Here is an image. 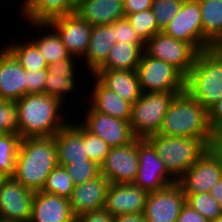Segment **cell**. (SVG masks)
<instances>
[{"instance_id": "4316f807", "label": "cell", "mask_w": 222, "mask_h": 222, "mask_svg": "<svg viewBox=\"0 0 222 222\" xmlns=\"http://www.w3.org/2000/svg\"><path fill=\"white\" fill-rule=\"evenodd\" d=\"M115 29L111 24L92 27L87 51L82 58L86 61L90 74H93L107 59L109 51L115 44Z\"/></svg>"}, {"instance_id": "8992f818", "label": "cell", "mask_w": 222, "mask_h": 222, "mask_svg": "<svg viewBox=\"0 0 222 222\" xmlns=\"http://www.w3.org/2000/svg\"><path fill=\"white\" fill-rule=\"evenodd\" d=\"M175 93L161 91L142 93L132 104L130 125L137 139L157 134Z\"/></svg>"}, {"instance_id": "f907efd6", "label": "cell", "mask_w": 222, "mask_h": 222, "mask_svg": "<svg viewBox=\"0 0 222 222\" xmlns=\"http://www.w3.org/2000/svg\"><path fill=\"white\" fill-rule=\"evenodd\" d=\"M71 1V3L75 6V7H77V6H79L84 0H70Z\"/></svg>"}, {"instance_id": "f5cc1de1", "label": "cell", "mask_w": 222, "mask_h": 222, "mask_svg": "<svg viewBox=\"0 0 222 222\" xmlns=\"http://www.w3.org/2000/svg\"><path fill=\"white\" fill-rule=\"evenodd\" d=\"M0 222H14V221H8V220L0 219Z\"/></svg>"}, {"instance_id": "e0dca14e", "label": "cell", "mask_w": 222, "mask_h": 222, "mask_svg": "<svg viewBox=\"0 0 222 222\" xmlns=\"http://www.w3.org/2000/svg\"><path fill=\"white\" fill-rule=\"evenodd\" d=\"M148 192L134 184L110 183L104 209L112 216L144 213Z\"/></svg>"}, {"instance_id": "f35d334b", "label": "cell", "mask_w": 222, "mask_h": 222, "mask_svg": "<svg viewBox=\"0 0 222 222\" xmlns=\"http://www.w3.org/2000/svg\"><path fill=\"white\" fill-rule=\"evenodd\" d=\"M19 112L16 102L0 98V134H19Z\"/></svg>"}, {"instance_id": "7402d4cb", "label": "cell", "mask_w": 222, "mask_h": 222, "mask_svg": "<svg viewBox=\"0 0 222 222\" xmlns=\"http://www.w3.org/2000/svg\"><path fill=\"white\" fill-rule=\"evenodd\" d=\"M76 57L70 56L59 62L48 65L47 77L45 81V94L58 98L62 103L66 100L65 96L76 89V66L74 63ZM74 59V60H73ZM75 72V73H74ZM75 78V79H74ZM67 93V94H65Z\"/></svg>"}, {"instance_id": "74e56055", "label": "cell", "mask_w": 222, "mask_h": 222, "mask_svg": "<svg viewBox=\"0 0 222 222\" xmlns=\"http://www.w3.org/2000/svg\"><path fill=\"white\" fill-rule=\"evenodd\" d=\"M82 137L86 144L89 159L101 166L111 147L102 138L89 132L83 125Z\"/></svg>"}, {"instance_id": "7a4b0ae2", "label": "cell", "mask_w": 222, "mask_h": 222, "mask_svg": "<svg viewBox=\"0 0 222 222\" xmlns=\"http://www.w3.org/2000/svg\"><path fill=\"white\" fill-rule=\"evenodd\" d=\"M156 135L202 139L214 145L207 110L186 90L175 94Z\"/></svg>"}, {"instance_id": "30bf717a", "label": "cell", "mask_w": 222, "mask_h": 222, "mask_svg": "<svg viewBox=\"0 0 222 222\" xmlns=\"http://www.w3.org/2000/svg\"><path fill=\"white\" fill-rule=\"evenodd\" d=\"M222 177V156L208 147L196 162L177 180L184 194L209 192Z\"/></svg>"}, {"instance_id": "60d3db41", "label": "cell", "mask_w": 222, "mask_h": 222, "mask_svg": "<svg viewBox=\"0 0 222 222\" xmlns=\"http://www.w3.org/2000/svg\"><path fill=\"white\" fill-rule=\"evenodd\" d=\"M47 69L26 70V95L32 93H45Z\"/></svg>"}, {"instance_id": "ab89813d", "label": "cell", "mask_w": 222, "mask_h": 222, "mask_svg": "<svg viewBox=\"0 0 222 222\" xmlns=\"http://www.w3.org/2000/svg\"><path fill=\"white\" fill-rule=\"evenodd\" d=\"M115 29L116 42L128 44H145L141 37L133 30L126 17L111 24Z\"/></svg>"}, {"instance_id": "cb8c5ba5", "label": "cell", "mask_w": 222, "mask_h": 222, "mask_svg": "<svg viewBox=\"0 0 222 222\" xmlns=\"http://www.w3.org/2000/svg\"><path fill=\"white\" fill-rule=\"evenodd\" d=\"M92 75L131 104L142 94L136 70H96Z\"/></svg>"}, {"instance_id": "e575fe53", "label": "cell", "mask_w": 222, "mask_h": 222, "mask_svg": "<svg viewBox=\"0 0 222 222\" xmlns=\"http://www.w3.org/2000/svg\"><path fill=\"white\" fill-rule=\"evenodd\" d=\"M186 203L189 204L204 218L212 221L222 214V209L209 192L199 194H185Z\"/></svg>"}, {"instance_id": "603a6c76", "label": "cell", "mask_w": 222, "mask_h": 222, "mask_svg": "<svg viewBox=\"0 0 222 222\" xmlns=\"http://www.w3.org/2000/svg\"><path fill=\"white\" fill-rule=\"evenodd\" d=\"M91 76L95 83L90 93L89 105L102 114L130 122L132 104L105 87L94 75Z\"/></svg>"}, {"instance_id": "5bb4252c", "label": "cell", "mask_w": 222, "mask_h": 222, "mask_svg": "<svg viewBox=\"0 0 222 222\" xmlns=\"http://www.w3.org/2000/svg\"><path fill=\"white\" fill-rule=\"evenodd\" d=\"M185 203L186 196L177 182L149 192L144 211L146 222H176Z\"/></svg>"}, {"instance_id": "7dc6e473", "label": "cell", "mask_w": 222, "mask_h": 222, "mask_svg": "<svg viewBox=\"0 0 222 222\" xmlns=\"http://www.w3.org/2000/svg\"><path fill=\"white\" fill-rule=\"evenodd\" d=\"M209 193L222 209V177L211 187Z\"/></svg>"}, {"instance_id": "5b68a950", "label": "cell", "mask_w": 222, "mask_h": 222, "mask_svg": "<svg viewBox=\"0 0 222 222\" xmlns=\"http://www.w3.org/2000/svg\"><path fill=\"white\" fill-rule=\"evenodd\" d=\"M147 140L156 149L168 173L177 181L209 147L202 139L152 135Z\"/></svg>"}, {"instance_id": "d4e9b609", "label": "cell", "mask_w": 222, "mask_h": 222, "mask_svg": "<svg viewBox=\"0 0 222 222\" xmlns=\"http://www.w3.org/2000/svg\"><path fill=\"white\" fill-rule=\"evenodd\" d=\"M90 25H108L125 17L123 0H84L75 11Z\"/></svg>"}, {"instance_id": "83f0119b", "label": "cell", "mask_w": 222, "mask_h": 222, "mask_svg": "<svg viewBox=\"0 0 222 222\" xmlns=\"http://www.w3.org/2000/svg\"><path fill=\"white\" fill-rule=\"evenodd\" d=\"M144 50L145 44L115 42L97 70H136Z\"/></svg>"}, {"instance_id": "f546056e", "label": "cell", "mask_w": 222, "mask_h": 222, "mask_svg": "<svg viewBox=\"0 0 222 222\" xmlns=\"http://www.w3.org/2000/svg\"><path fill=\"white\" fill-rule=\"evenodd\" d=\"M35 26L40 30V28L44 29L45 31L47 29H53L52 32L49 34L44 33L40 38L36 39H30V41L38 48V50L41 52L42 56L45 59V62L47 65H52L57 62H59L62 59H67L71 55L68 52L66 46L63 44L62 39L60 35L57 33V31L52 28L48 23H32L31 22V27ZM38 39V40H37Z\"/></svg>"}, {"instance_id": "2e32d148", "label": "cell", "mask_w": 222, "mask_h": 222, "mask_svg": "<svg viewBox=\"0 0 222 222\" xmlns=\"http://www.w3.org/2000/svg\"><path fill=\"white\" fill-rule=\"evenodd\" d=\"M48 24L60 35L71 56L83 58L91 38L92 26L76 12L51 19Z\"/></svg>"}, {"instance_id": "4dcf8cb0", "label": "cell", "mask_w": 222, "mask_h": 222, "mask_svg": "<svg viewBox=\"0 0 222 222\" xmlns=\"http://www.w3.org/2000/svg\"><path fill=\"white\" fill-rule=\"evenodd\" d=\"M11 42L6 47L15 55L25 70L47 69L48 65L44 57L31 41L21 43L14 39Z\"/></svg>"}, {"instance_id": "b9f144b4", "label": "cell", "mask_w": 222, "mask_h": 222, "mask_svg": "<svg viewBox=\"0 0 222 222\" xmlns=\"http://www.w3.org/2000/svg\"><path fill=\"white\" fill-rule=\"evenodd\" d=\"M207 112L208 123L212 136L216 138L222 134V99L211 106Z\"/></svg>"}, {"instance_id": "836d02e7", "label": "cell", "mask_w": 222, "mask_h": 222, "mask_svg": "<svg viewBox=\"0 0 222 222\" xmlns=\"http://www.w3.org/2000/svg\"><path fill=\"white\" fill-rule=\"evenodd\" d=\"M133 30L146 43L153 35L162 32L156 24L152 9L136 12L125 16Z\"/></svg>"}, {"instance_id": "ac0fdd59", "label": "cell", "mask_w": 222, "mask_h": 222, "mask_svg": "<svg viewBox=\"0 0 222 222\" xmlns=\"http://www.w3.org/2000/svg\"><path fill=\"white\" fill-rule=\"evenodd\" d=\"M26 95V70L6 47L0 50V98L17 102Z\"/></svg>"}, {"instance_id": "bcb514c9", "label": "cell", "mask_w": 222, "mask_h": 222, "mask_svg": "<svg viewBox=\"0 0 222 222\" xmlns=\"http://www.w3.org/2000/svg\"><path fill=\"white\" fill-rule=\"evenodd\" d=\"M113 222H146L144 213L113 216Z\"/></svg>"}, {"instance_id": "277c9868", "label": "cell", "mask_w": 222, "mask_h": 222, "mask_svg": "<svg viewBox=\"0 0 222 222\" xmlns=\"http://www.w3.org/2000/svg\"><path fill=\"white\" fill-rule=\"evenodd\" d=\"M185 90L206 110L222 99V48L200 51L185 79Z\"/></svg>"}, {"instance_id": "484cf974", "label": "cell", "mask_w": 222, "mask_h": 222, "mask_svg": "<svg viewBox=\"0 0 222 222\" xmlns=\"http://www.w3.org/2000/svg\"><path fill=\"white\" fill-rule=\"evenodd\" d=\"M20 9L28 23H48L53 18L76 11L70 0H23Z\"/></svg>"}, {"instance_id": "7c38bea8", "label": "cell", "mask_w": 222, "mask_h": 222, "mask_svg": "<svg viewBox=\"0 0 222 222\" xmlns=\"http://www.w3.org/2000/svg\"><path fill=\"white\" fill-rule=\"evenodd\" d=\"M87 108L85 118L79 123L102 138L111 148L131 144L137 139L128 121L95 111L89 104Z\"/></svg>"}, {"instance_id": "d6986e66", "label": "cell", "mask_w": 222, "mask_h": 222, "mask_svg": "<svg viewBox=\"0 0 222 222\" xmlns=\"http://www.w3.org/2000/svg\"><path fill=\"white\" fill-rule=\"evenodd\" d=\"M110 181L103 175L86 183L75 185L69 202L75 217L81 214L104 209Z\"/></svg>"}, {"instance_id": "52a82bcc", "label": "cell", "mask_w": 222, "mask_h": 222, "mask_svg": "<svg viewBox=\"0 0 222 222\" xmlns=\"http://www.w3.org/2000/svg\"><path fill=\"white\" fill-rule=\"evenodd\" d=\"M136 71L142 93L167 91L178 94L185 90L186 78L176 68L145 52Z\"/></svg>"}, {"instance_id": "d6a6232c", "label": "cell", "mask_w": 222, "mask_h": 222, "mask_svg": "<svg viewBox=\"0 0 222 222\" xmlns=\"http://www.w3.org/2000/svg\"><path fill=\"white\" fill-rule=\"evenodd\" d=\"M75 185L64 166L57 165L46 178L42 191L69 199Z\"/></svg>"}, {"instance_id": "ffe728a7", "label": "cell", "mask_w": 222, "mask_h": 222, "mask_svg": "<svg viewBox=\"0 0 222 222\" xmlns=\"http://www.w3.org/2000/svg\"><path fill=\"white\" fill-rule=\"evenodd\" d=\"M29 222H76V217L69 199L39 191L33 197Z\"/></svg>"}, {"instance_id": "8fae6325", "label": "cell", "mask_w": 222, "mask_h": 222, "mask_svg": "<svg viewBox=\"0 0 222 222\" xmlns=\"http://www.w3.org/2000/svg\"><path fill=\"white\" fill-rule=\"evenodd\" d=\"M138 158V173L133 182L135 186L149 193L164 189L177 182L168 173L156 149L147 139H138Z\"/></svg>"}, {"instance_id": "6da1fadb", "label": "cell", "mask_w": 222, "mask_h": 222, "mask_svg": "<svg viewBox=\"0 0 222 222\" xmlns=\"http://www.w3.org/2000/svg\"><path fill=\"white\" fill-rule=\"evenodd\" d=\"M16 104L19 135L22 139L55 136L69 122L63 115V103L45 93L27 94Z\"/></svg>"}, {"instance_id": "8d00e7d4", "label": "cell", "mask_w": 222, "mask_h": 222, "mask_svg": "<svg viewBox=\"0 0 222 222\" xmlns=\"http://www.w3.org/2000/svg\"><path fill=\"white\" fill-rule=\"evenodd\" d=\"M184 0H153L152 11L157 27L163 31L180 11Z\"/></svg>"}, {"instance_id": "d590c367", "label": "cell", "mask_w": 222, "mask_h": 222, "mask_svg": "<svg viewBox=\"0 0 222 222\" xmlns=\"http://www.w3.org/2000/svg\"><path fill=\"white\" fill-rule=\"evenodd\" d=\"M64 167L72 177L74 185L86 183L101 175V166L91 160L71 162V164L64 165Z\"/></svg>"}, {"instance_id": "f1b7e54d", "label": "cell", "mask_w": 222, "mask_h": 222, "mask_svg": "<svg viewBox=\"0 0 222 222\" xmlns=\"http://www.w3.org/2000/svg\"><path fill=\"white\" fill-rule=\"evenodd\" d=\"M203 35L215 46L222 44V0H197Z\"/></svg>"}, {"instance_id": "9c48e42d", "label": "cell", "mask_w": 222, "mask_h": 222, "mask_svg": "<svg viewBox=\"0 0 222 222\" xmlns=\"http://www.w3.org/2000/svg\"><path fill=\"white\" fill-rule=\"evenodd\" d=\"M144 52L173 66L185 78L199 53L190 43L167 36L163 32L156 33L145 43Z\"/></svg>"}, {"instance_id": "1f68e13d", "label": "cell", "mask_w": 222, "mask_h": 222, "mask_svg": "<svg viewBox=\"0 0 222 222\" xmlns=\"http://www.w3.org/2000/svg\"><path fill=\"white\" fill-rule=\"evenodd\" d=\"M21 139L19 134H0V171L8 177H13L15 174Z\"/></svg>"}, {"instance_id": "9a60e30c", "label": "cell", "mask_w": 222, "mask_h": 222, "mask_svg": "<svg viewBox=\"0 0 222 222\" xmlns=\"http://www.w3.org/2000/svg\"><path fill=\"white\" fill-rule=\"evenodd\" d=\"M34 194L13 177H9L0 186V219L29 222Z\"/></svg>"}, {"instance_id": "ee69618b", "label": "cell", "mask_w": 222, "mask_h": 222, "mask_svg": "<svg viewBox=\"0 0 222 222\" xmlns=\"http://www.w3.org/2000/svg\"><path fill=\"white\" fill-rule=\"evenodd\" d=\"M153 0H123L124 14L130 15L136 12L152 8Z\"/></svg>"}, {"instance_id": "44dd1931", "label": "cell", "mask_w": 222, "mask_h": 222, "mask_svg": "<svg viewBox=\"0 0 222 222\" xmlns=\"http://www.w3.org/2000/svg\"><path fill=\"white\" fill-rule=\"evenodd\" d=\"M71 120L55 134L57 160L61 166L89 159L82 137V124Z\"/></svg>"}, {"instance_id": "7bdbcfd3", "label": "cell", "mask_w": 222, "mask_h": 222, "mask_svg": "<svg viewBox=\"0 0 222 222\" xmlns=\"http://www.w3.org/2000/svg\"><path fill=\"white\" fill-rule=\"evenodd\" d=\"M76 222H113V216L107 210L101 209L79 215Z\"/></svg>"}, {"instance_id": "681fc988", "label": "cell", "mask_w": 222, "mask_h": 222, "mask_svg": "<svg viewBox=\"0 0 222 222\" xmlns=\"http://www.w3.org/2000/svg\"><path fill=\"white\" fill-rule=\"evenodd\" d=\"M9 177L6 176L3 172L0 171V186L8 179Z\"/></svg>"}, {"instance_id": "816d5d0a", "label": "cell", "mask_w": 222, "mask_h": 222, "mask_svg": "<svg viewBox=\"0 0 222 222\" xmlns=\"http://www.w3.org/2000/svg\"><path fill=\"white\" fill-rule=\"evenodd\" d=\"M211 222H222V214L219 215L216 219L212 220Z\"/></svg>"}, {"instance_id": "ba28073f", "label": "cell", "mask_w": 222, "mask_h": 222, "mask_svg": "<svg viewBox=\"0 0 222 222\" xmlns=\"http://www.w3.org/2000/svg\"><path fill=\"white\" fill-rule=\"evenodd\" d=\"M162 32L177 40L190 43L198 52L215 47L203 35L200 5L197 0H184L180 11Z\"/></svg>"}, {"instance_id": "4fadbf2b", "label": "cell", "mask_w": 222, "mask_h": 222, "mask_svg": "<svg viewBox=\"0 0 222 222\" xmlns=\"http://www.w3.org/2000/svg\"><path fill=\"white\" fill-rule=\"evenodd\" d=\"M139 168L138 139L122 147H112L101 165V175L112 184H133Z\"/></svg>"}, {"instance_id": "3957f363", "label": "cell", "mask_w": 222, "mask_h": 222, "mask_svg": "<svg viewBox=\"0 0 222 222\" xmlns=\"http://www.w3.org/2000/svg\"><path fill=\"white\" fill-rule=\"evenodd\" d=\"M57 165L54 136L21 139L13 178L26 189L39 192Z\"/></svg>"}, {"instance_id": "c3c4849f", "label": "cell", "mask_w": 222, "mask_h": 222, "mask_svg": "<svg viewBox=\"0 0 222 222\" xmlns=\"http://www.w3.org/2000/svg\"><path fill=\"white\" fill-rule=\"evenodd\" d=\"M214 148L221 154L222 156V134L214 138Z\"/></svg>"}, {"instance_id": "f6af8a7d", "label": "cell", "mask_w": 222, "mask_h": 222, "mask_svg": "<svg viewBox=\"0 0 222 222\" xmlns=\"http://www.w3.org/2000/svg\"><path fill=\"white\" fill-rule=\"evenodd\" d=\"M176 222H211L185 203Z\"/></svg>"}]
</instances>
